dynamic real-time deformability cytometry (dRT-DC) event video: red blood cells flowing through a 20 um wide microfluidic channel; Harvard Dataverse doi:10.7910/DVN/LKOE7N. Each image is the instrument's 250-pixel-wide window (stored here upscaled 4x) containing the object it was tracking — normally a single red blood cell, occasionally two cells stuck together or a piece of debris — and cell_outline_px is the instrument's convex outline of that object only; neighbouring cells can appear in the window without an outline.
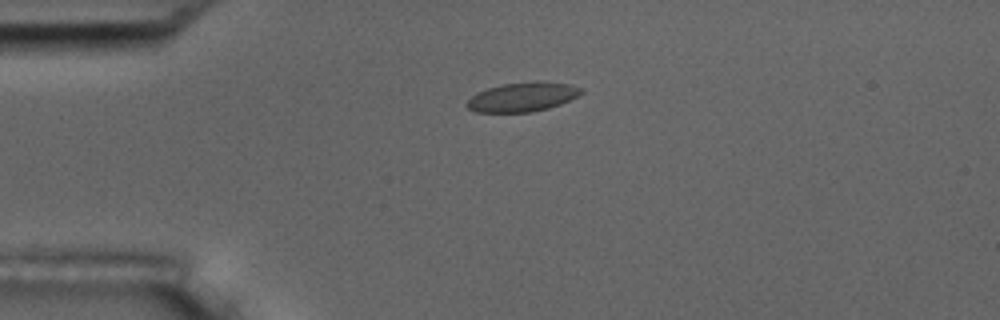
{"species": "common noctule bat (a hibernating species)", "species_latin": "Nyctalus noctula", "temperature_condition": "room temperature", "stored_images_in_passage": 2, "camera_frame_rate_fps": 3000, "um_per_image_px": 0.085, "animal": {"sex": "male", "body_mass_g": 17.5, "forearm_length_mm": 52.3}, "frame": {"image": 1, "passage_image": 1, "time_ms": 0.0, "image_size_px": [1000, 320], "cell_outline_px": [[584, 92], [560, 104], [548, 108], [532, 112], [476, 112], [468, 108], [464, 104], [476, 92], [488, 88], [504, 84], [536, 80], [572, 84], [580, 88]], "centroid_in_image_um": [44.4, 8.23], "position_along_channel_um": 40.6, "area_um2": 19.54}}